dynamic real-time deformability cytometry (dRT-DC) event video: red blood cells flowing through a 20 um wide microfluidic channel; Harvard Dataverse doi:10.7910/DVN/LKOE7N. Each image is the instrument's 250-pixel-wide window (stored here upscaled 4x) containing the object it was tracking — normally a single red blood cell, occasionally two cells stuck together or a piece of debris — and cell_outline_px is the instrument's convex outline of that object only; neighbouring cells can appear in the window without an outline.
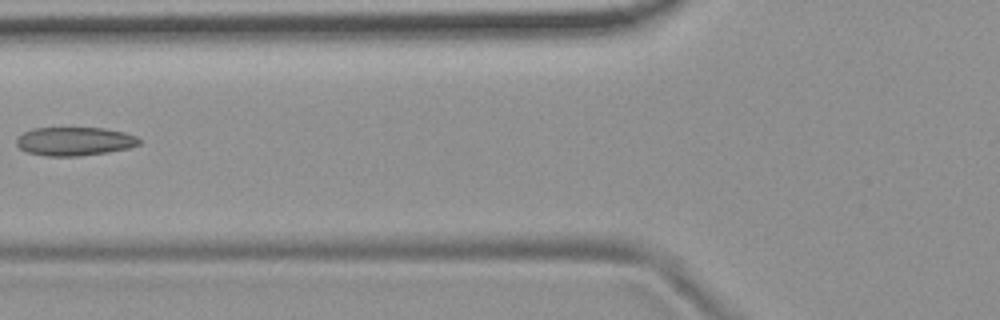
{"species": "common noctule bat (a hibernating species)", "species_latin": "Nyctalus noctula", "temperature_condition": "room temperature", "stored_images_in_passage": 3, "camera_frame_rate_fps": 3000, "um_per_image_px": 0.085, "animal": {"sex": "female", "body_mass_g": 19.9}, "frame": {"image": 1, "passage_image": 2, "time_ms": 0.333, "image_size_px": [1000, 320], "cell_outline_px": [[140, 144], [128, 148], [108, 152], [80, 156], [44, 156], [28, 152], [20, 148], [16, 144], [16, 140], [24, 132], [32, 128], [104, 128], [124, 132], [136, 136], [140, 140]], "centroid_in_image_um": [6.34, 12.01], "position_along_channel_um": 119.5, "area_um2": 20.4}}
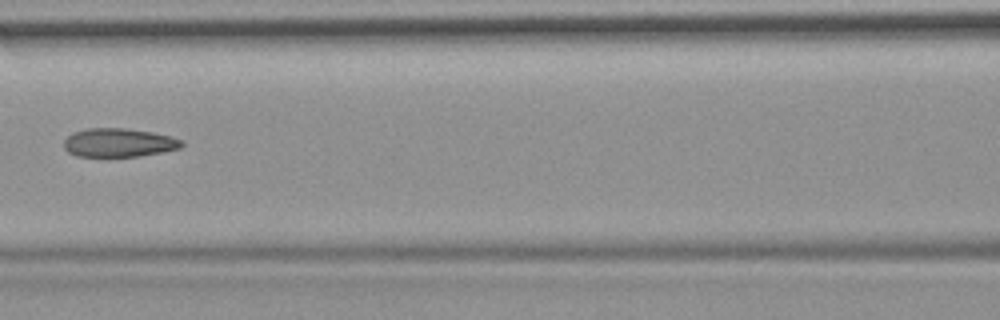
{"frame": {"image": 2, "passage_image": 3, "time_ms": 0.667, "image_size_px": [1000, 320], "cell_outline_px": [[184, 144], [180, 148], [164, 152], [140, 156], [108, 160], [104, 160], [76, 156], [68, 152], [64, 148], [64, 140], [72, 132], [88, 128], [124, 128], [152, 132], [184, 140]], "centroid_in_image_um": [10.05, 12.18], "position_along_channel_um": 156.5, "area_um2": 20.69}}